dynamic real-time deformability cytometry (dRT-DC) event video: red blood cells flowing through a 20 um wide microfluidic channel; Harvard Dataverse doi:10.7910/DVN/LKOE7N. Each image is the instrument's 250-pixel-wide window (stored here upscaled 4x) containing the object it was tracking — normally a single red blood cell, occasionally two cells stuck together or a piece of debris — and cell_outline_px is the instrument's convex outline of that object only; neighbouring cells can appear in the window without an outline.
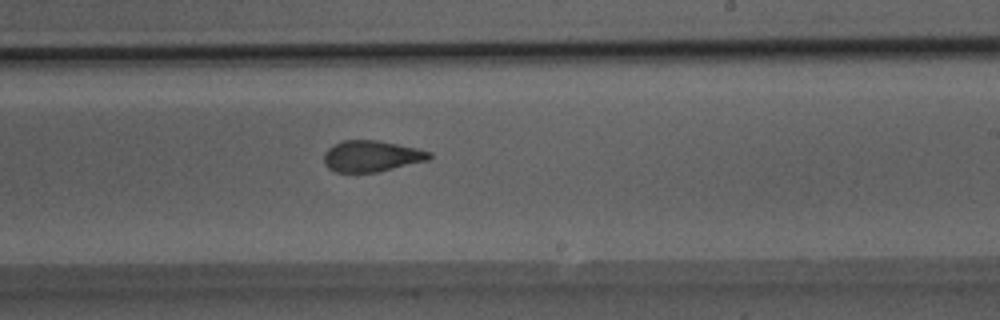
{"species": "Egyptian fruit bat (a non-hibernating species)", "species_latin": "Rousettus aegyptiacus", "temperature_condition": "room temperature", "stored_images_in_passage": 49, "camera_frame_rate_fps": 3000, "um_per_image_px": 0.085, "animal": {"sex": "male"}, "frame": {"image": 1, "passage_image": 30, "time_ms": 9.667, "image_size_px": [1000, 320], "cell_outline_px": [[432, 156], [428, 160], [376, 172], [336, 172], [328, 168], [324, 164], [324, 152], [328, 148], [344, 140], [376, 140], [416, 148], [432, 152]], "centroid_in_image_um": [31.56, 13.27], "position_along_channel_um": 257.4, "area_um2": 18.96}}
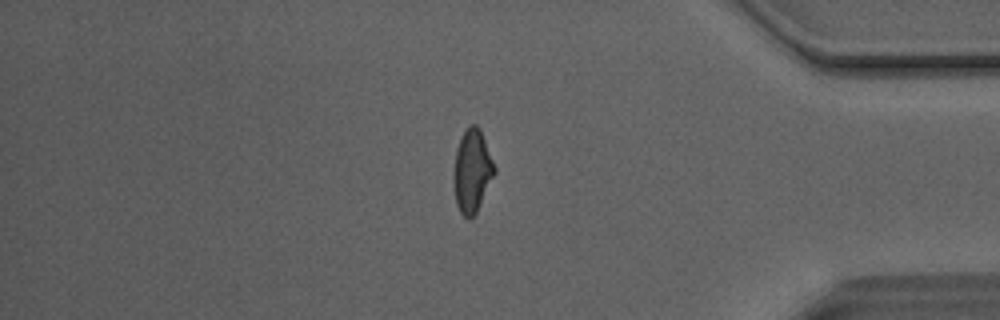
{"frame": {"image": 2, "passage_image": 42, "time_ms": 13.667, "image_size_px": [1000, 320], "cell_outline_px": [[496, 172], [476, 212], [468, 220], [460, 212], [456, 204], [452, 176], [456, 148], [460, 136], [472, 124], [476, 124], [480, 128], [496, 168]], "centroid_in_image_um": [40.11, 14.52], "position_along_channel_um": 395.1, "area_um2": 19.83}, "authors_computed_cell_mechanics": {"area_um2": 19.941, "velocity_mm_per_s": 4.1439, "shape_relaxation_time_tau1_ms": 6.6149, "shape_relaxation_time_tau2_ms": 1.4576, "deformation_change_tau1": 0.1721, "deformation_change_tau2": 0.0975}}